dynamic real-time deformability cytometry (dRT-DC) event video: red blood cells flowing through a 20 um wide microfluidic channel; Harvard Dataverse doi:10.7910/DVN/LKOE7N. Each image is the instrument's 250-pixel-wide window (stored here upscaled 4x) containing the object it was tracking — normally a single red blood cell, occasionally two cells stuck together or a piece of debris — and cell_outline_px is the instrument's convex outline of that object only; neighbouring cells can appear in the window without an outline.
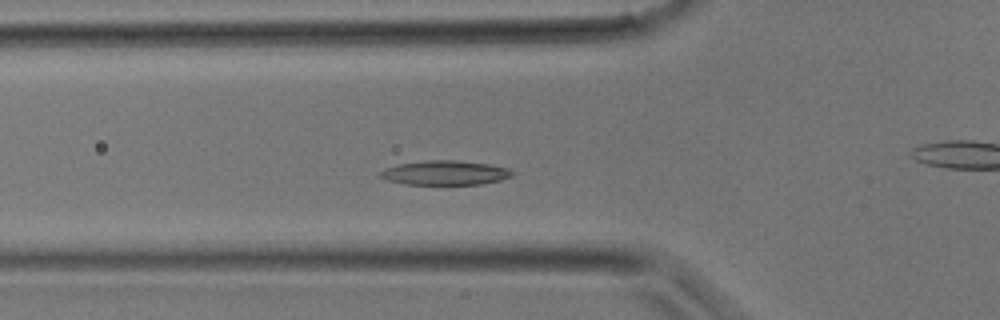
{"species": "common noctule bat (a hibernating species)", "species_latin": "Nyctalus noctula", "temperature_condition": "room temperature", "stored_images_in_passage": 33, "camera_frame_rate_fps": 3000, "um_per_image_px": 0.085, "animal": {"sex": "male", "body_mass_g": 17.9}, "frame": {"image": 1, "passage_image": 9, "time_ms": 2.667, "image_size_px": [1000, 320], "cell_outline_px": [[516, 172], [512, 176], [500, 180], [480, 184], [404, 184], [388, 180], [380, 176], [380, 172], [384, 168], [400, 164], [428, 160], [452, 160], [488, 164], [508, 168]], "centroid_in_image_um": [37.85, 14.69], "position_along_channel_um": 87.9, "area_um2": 18.55}}
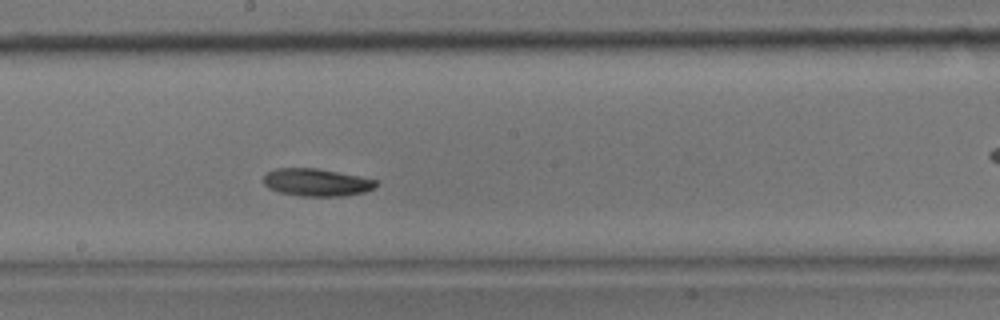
{"frame": {"image": 2, "passage_image": 16, "time_ms": 5.0, "image_size_px": [1000, 320], "cell_outline_px": [[380, 184], [376, 188], [364, 192], [344, 196], [300, 196], [280, 192], [268, 188], [264, 184], [264, 176], [268, 172], [276, 168], [316, 168], [360, 176], [376, 180]], "centroid_in_image_um": [26.95, 15.5], "position_along_channel_um": 221.3, "area_um2": 18.15}}
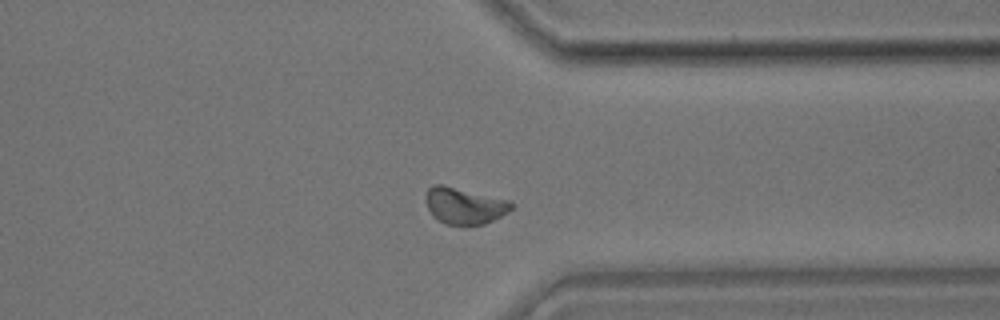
{"frame": {"image": 3, "passage_image": 24, "time_ms": 7.667, "image_size_px": [1000, 320], "cell_outline_px": [[516, 204], [508, 212], [484, 224], [444, 224], [436, 220], [432, 216], [424, 200], [424, 196], [428, 188], [432, 184], [440, 184], [508, 200]], "centroid_in_image_um": [39.42, 17.48], "position_along_channel_um": 372.0, "area_um2": 18.15}}